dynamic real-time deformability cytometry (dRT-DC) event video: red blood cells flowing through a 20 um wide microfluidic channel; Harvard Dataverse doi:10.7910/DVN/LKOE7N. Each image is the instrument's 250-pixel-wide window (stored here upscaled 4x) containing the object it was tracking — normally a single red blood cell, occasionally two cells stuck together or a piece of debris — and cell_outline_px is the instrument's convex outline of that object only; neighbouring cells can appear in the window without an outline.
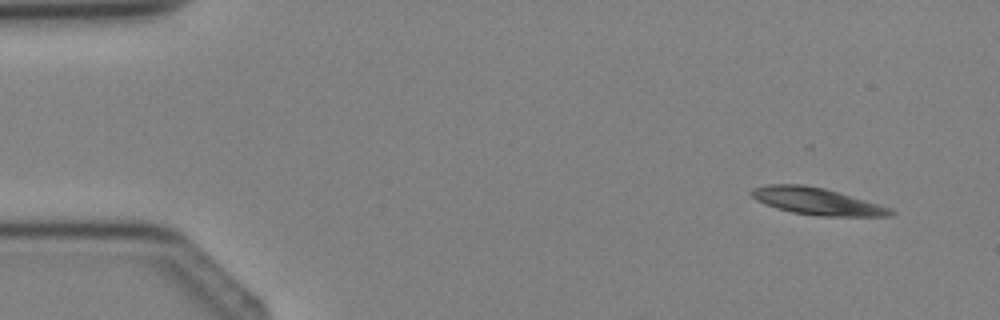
{"species": "Egyptian fruit bat (a non-hibernating species)", "species_latin": "Rousettus aegyptiacus", "temperature_condition": "cold", "stored_images_in_passage": 4, "camera_frame_rate_fps": 3000, "um_per_image_px": 0.085, "animal": {"sex": "female"}, "frame": {"image": 1, "passage_image": 1, "time_ms": 0.0, "image_size_px": [1000, 320], "cell_outline_px": [[896, 212], [888, 216], [820, 216], [792, 212], [756, 200], [748, 192], [752, 188], [768, 184], [804, 184], [824, 188], [892, 208]], "centroid_in_image_um": [69.43, 17.1], "position_along_channel_um": 15.6, "area_um2": 21.62}}